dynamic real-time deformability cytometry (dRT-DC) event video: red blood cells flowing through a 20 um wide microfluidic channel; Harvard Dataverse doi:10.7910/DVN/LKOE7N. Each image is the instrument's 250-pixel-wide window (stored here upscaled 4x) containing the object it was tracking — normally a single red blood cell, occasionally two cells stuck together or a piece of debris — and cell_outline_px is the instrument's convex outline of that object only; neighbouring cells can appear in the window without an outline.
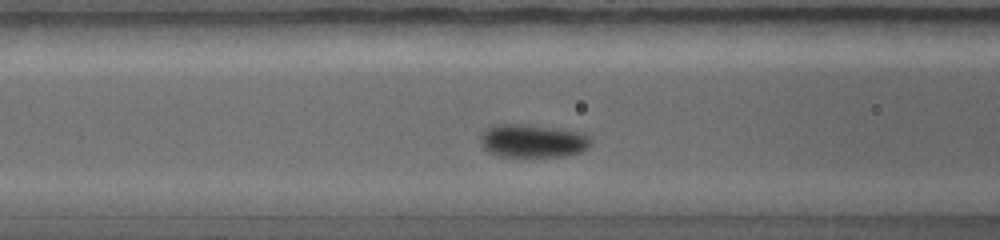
{"species": "common noctule bat (a hibernating species)", "species_latin": "Nyctalus noctula", "temperature_condition": "warm", "stored_images_in_passage": 8, "camera_frame_rate_fps": 5000, "um_per_image_px": 0.085, "animal": {"sex": "female", "body_mass_g": 19.0, "forearm_length_mm": 56.7}, "frame": {"image": 1, "passage_image": 5, "time_ms": 2.0, "image_size_px": [1000, 240], "cell_outline_px": [[592, 144], [588, 148], [580, 152], [564, 156], [500, 156], [488, 152], [480, 144], [480, 136], [484, 128], [496, 124], [524, 124], [560, 128], [584, 132], [592, 136]], "centroid_in_image_um": [45.31, 11.95], "position_along_channel_um": 121.3, "area_um2": 21.85}}
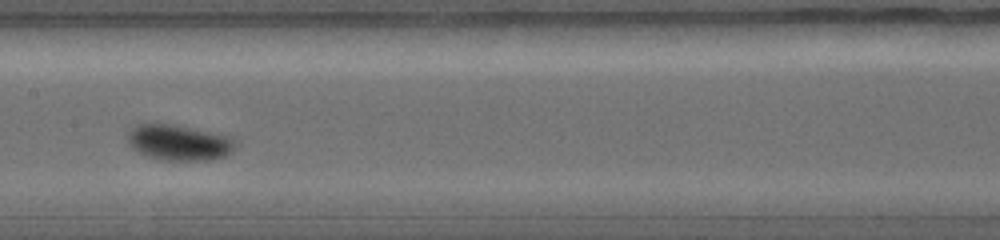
{"frame": {"image": 2, "passage_image": 7, "time_ms": 3.2, "image_size_px": [1000, 240], "cell_outline_px": [[236, 148], [232, 152], [224, 156], [208, 160], [164, 160], [148, 156], [132, 148], [128, 144], [128, 132], [132, 128], [140, 124], [168, 124], [232, 136], [236, 140]], "centroid_in_image_um": [15.25, 12.12], "position_along_channel_um": 192.2, "area_um2": 22.2}}